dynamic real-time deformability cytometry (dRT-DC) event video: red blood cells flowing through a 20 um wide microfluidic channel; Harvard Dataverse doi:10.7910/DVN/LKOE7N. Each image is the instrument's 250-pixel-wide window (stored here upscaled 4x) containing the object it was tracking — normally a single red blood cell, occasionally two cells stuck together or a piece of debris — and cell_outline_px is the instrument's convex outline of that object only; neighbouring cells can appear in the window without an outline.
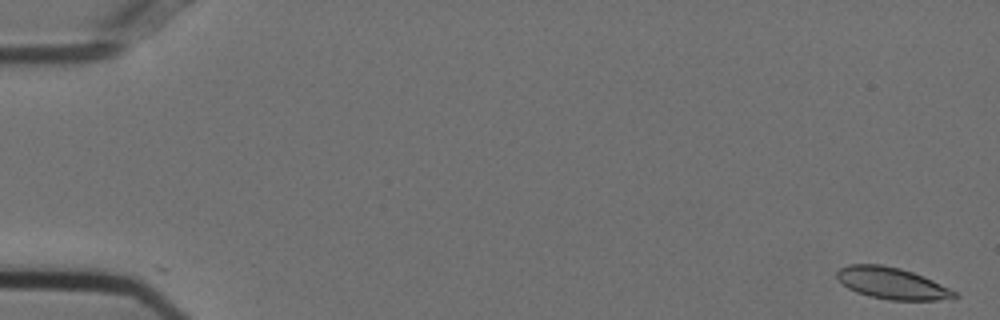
{"species": "Egyptian fruit bat (a non-hibernating species)", "species_latin": "Rousettus aegyptiacus", "temperature_condition": "cold", "stored_images_in_passage": 55, "camera_frame_rate_fps": 3000, "um_per_image_px": 0.085, "animal": {"sex": "female"}, "frame": {"image": 1, "passage_image": 1, "time_ms": 0.0, "image_size_px": [1000, 320], "cell_outline_px": [[960, 296], [936, 300], [888, 300], [868, 296], [856, 292], [848, 288], [836, 276], [836, 272], [840, 268], [848, 264], [880, 264], [900, 268], [924, 276], [956, 292]], "centroid_in_image_um": [75.78, 24.07], "position_along_channel_um": 9.2, "area_um2": 21.5}}
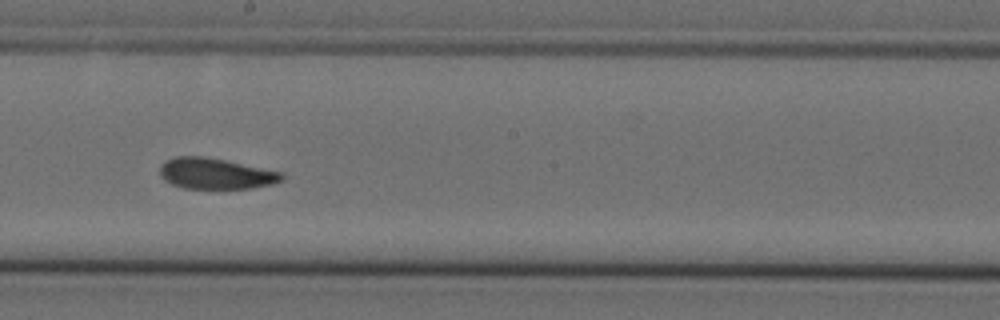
{"frame": {"image": 2, "passage_image": 31, "time_ms": 10.0, "image_size_px": [1000, 320], "cell_outline_px": [[284, 180], [272, 184], [252, 188], [184, 188], [172, 184], [164, 180], [160, 176], [160, 164], [164, 160], [176, 156], [204, 156], [284, 172]], "centroid_in_image_um": [18.33, 14.75], "position_along_channel_um": 229.9, "area_um2": 22.08}}
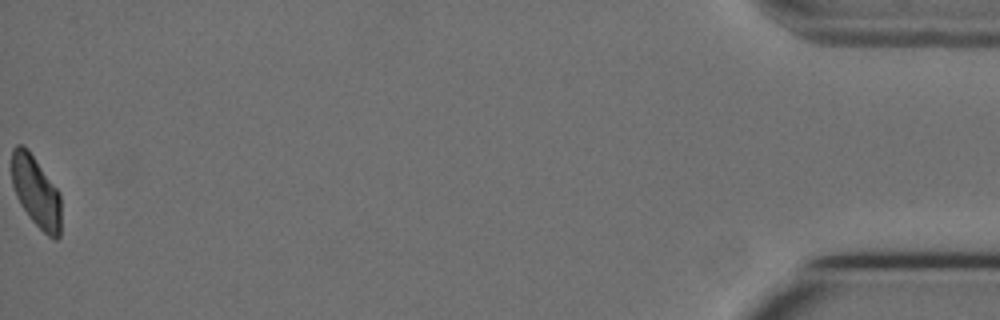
{"frame": {"image": 3, "passage_image": 55, "time_ms": 18.0, "image_size_px": [1000, 320], "cell_outline_px": [[60, 236], [56, 240], [52, 240], [28, 216], [20, 204], [16, 196], [12, 184], [12, 148], [16, 144], [20, 144], [28, 148], [60, 192]], "centroid_in_image_um": [3.06, 16.29], "position_along_channel_um": 432.1, "area_um2": 20.63}, "authors_computed_cell_mechanics": {"area_um2": 22.0796, "velocity_mm_per_s": 3.7083, "shape_relaxation_time_tau1_ms": 6.2401, "shape_relaxation_time_tau2_ms": 2.1272, "deformation_change_tau1": 0.1362, "deformation_change_tau2": 0.0624}}